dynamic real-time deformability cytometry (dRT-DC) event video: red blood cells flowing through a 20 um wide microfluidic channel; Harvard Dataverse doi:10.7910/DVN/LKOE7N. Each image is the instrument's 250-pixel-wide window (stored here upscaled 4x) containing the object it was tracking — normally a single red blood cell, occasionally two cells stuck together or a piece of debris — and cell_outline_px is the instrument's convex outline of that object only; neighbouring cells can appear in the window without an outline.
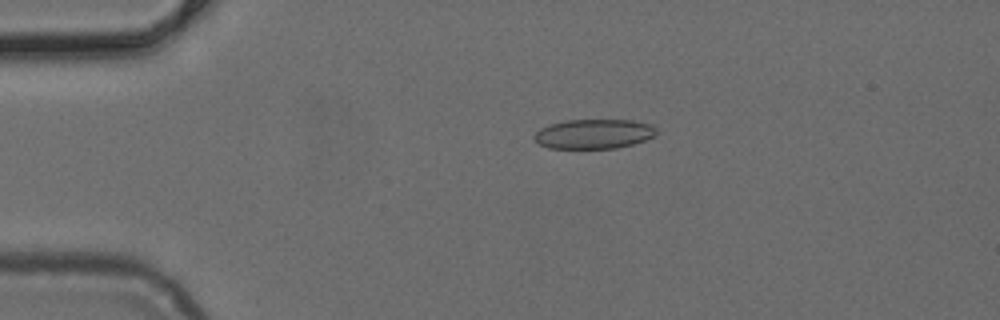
{"species": "common noctule bat (a hibernating species)", "species_latin": "Nyctalus noctula", "temperature_condition": "cold", "stored_images_in_passage": 50, "camera_frame_rate_fps": 3000, "um_per_image_px": 0.085, "animal": {"sex": "female", "body_mass_g": 24.6, "forearm_length_mm": 56.2}, "frame": {"image": 1, "passage_image": 11, "time_ms": 3.333, "image_size_px": [1000, 320], "cell_outline_px": [[656, 136], [632, 144], [616, 148], [548, 148], [540, 144], [532, 136], [540, 128], [552, 124], [568, 120], [632, 120], [652, 124], [656, 128]], "centroid_in_image_um": [50.5, 11.38], "position_along_channel_um": 34.5, "area_um2": 20.98}}
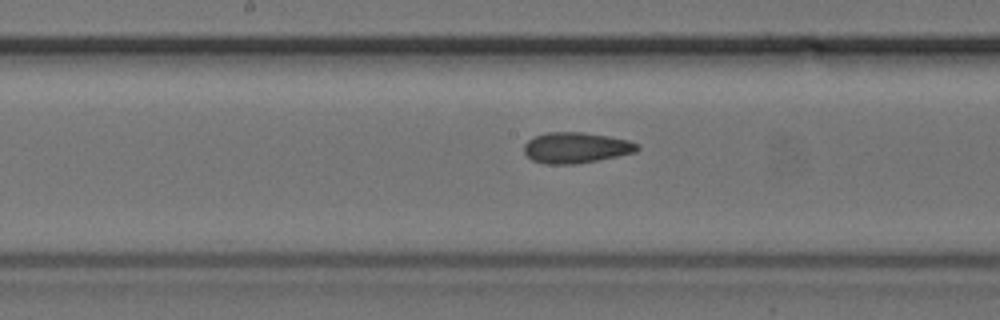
{"frame": {"image": 2, "passage_image": 26, "time_ms": 8.333, "image_size_px": [1000, 320], "cell_outline_px": [[640, 148], [636, 152], [576, 164], [544, 164], [532, 160], [524, 152], [524, 144], [528, 140], [536, 136], [548, 132], [584, 132], [608, 136], [628, 140], [640, 144]], "centroid_in_image_um": [48.96, 12.55], "position_along_channel_um": 199.2, "area_um2": 20.29}}
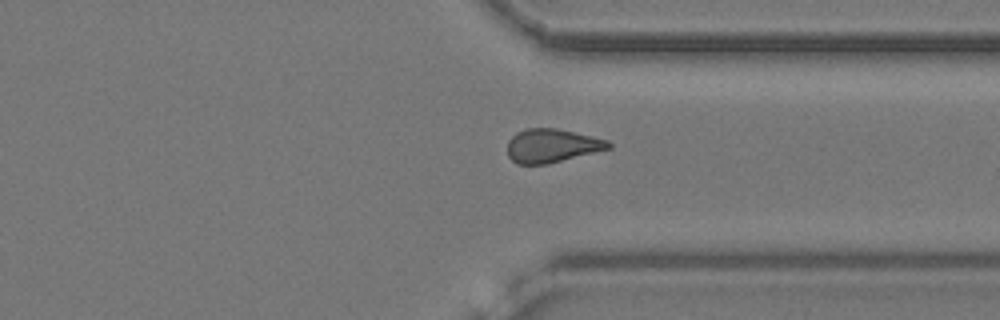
{"frame": {"image": 3, "passage_image": 38, "time_ms": 12.333, "image_size_px": [1000, 320], "cell_outline_px": [[612, 148], [548, 164], [516, 164], [508, 156], [508, 140], [516, 132], [528, 128], [556, 128], [592, 136], [608, 140], [612, 144]], "centroid_in_image_um": [46.91, 12.38], "position_along_channel_um": 364.5, "area_um2": 19.88}}